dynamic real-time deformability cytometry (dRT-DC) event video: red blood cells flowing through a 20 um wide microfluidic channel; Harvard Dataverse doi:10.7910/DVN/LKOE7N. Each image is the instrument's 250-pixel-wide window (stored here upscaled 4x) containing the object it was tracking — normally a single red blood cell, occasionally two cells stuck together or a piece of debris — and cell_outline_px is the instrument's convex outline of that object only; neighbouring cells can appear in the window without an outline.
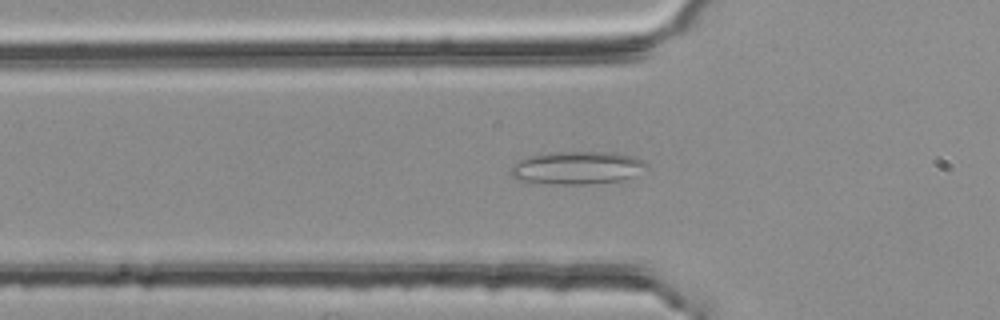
{"species": "common noctule bat (a hibernating species)", "species_latin": "Nyctalus noctula", "temperature_condition": "room temperature", "stored_images_in_passage": 53, "camera_frame_rate_fps": 3000, "um_per_image_px": 0.085, "animal": {"sex": "female", "body_mass_g": 25.1}, "frame": {"image": 1, "passage_image": 17, "time_ms": 5.333, "image_size_px": [1000, 320], "cell_outline_px": [[648, 168], [632, 176], [620, 180], [584, 184], [548, 184], [516, 180], [508, 172], [512, 164], [524, 156], [548, 152], [616, 152], [632, 156], [644, 160], [648, 164]], "centroid_in_image_um": [48.98, 14.25], "position_along_channel_um": 76.8, "area_um2": 26.47}}
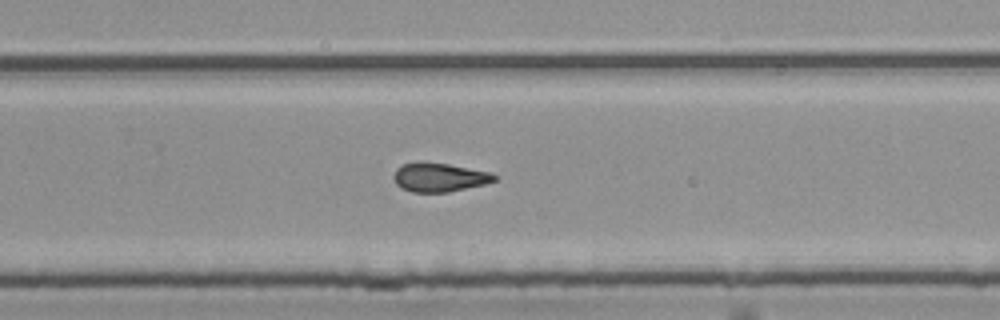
{"frame": {"image": 2, "passage_image": 34, "time_ms": 11.0, "image_size_px": [1000, 320], "cell_outline_px": [[496, 180], [484, 184], [448, 192], [412, 192], [400, 188], [396, 184], [392, 176], [396, 168], [400, 164], [416, 160], [420, 160], [448, 164], [492, 172], [496, 176]], "centroid_in_image_um": [37.27, 15.04], "position_along_channel_um": 292.5, "area_um2": 17.34}}
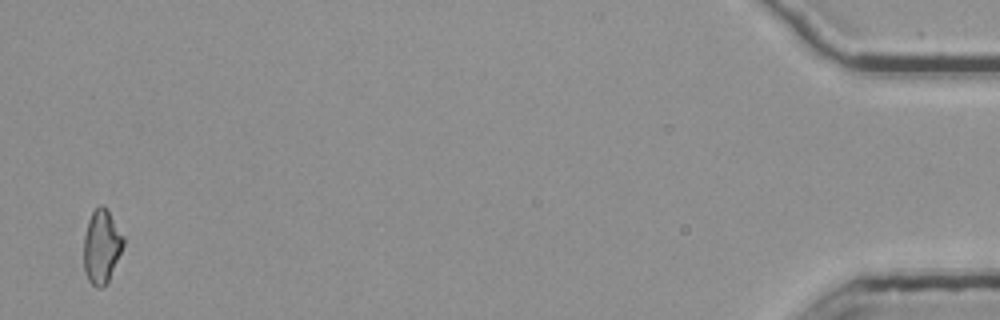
{"frame": {"image": 3, "passage_image": 52, "time_ms": 17.0, "image_size_px": [1000, 320], "cell_outline_px": [[124, 244], [108, 284], [104, 288], [96, 288], [88, 280], [84, 268], [84, 236], [88, 220], [92, 212], [100, 204], [104, 204], [124, 236]], "centroid_in_image_um": [8.64, 20.98], "position_along_channel_um": 426.6, "area_um2": 17.22}, "authors_computed_cell_mechanics": {"area_um2": 17.4556, "velocity_mm_per_s": 3.7908, "shape_relaxation_time_tau1_ms": null, "shape_relaxation_time_tau2_ms": 3.4368, "deformation_change_tau1": null, "deformation_change_tau2": 0.1186}}